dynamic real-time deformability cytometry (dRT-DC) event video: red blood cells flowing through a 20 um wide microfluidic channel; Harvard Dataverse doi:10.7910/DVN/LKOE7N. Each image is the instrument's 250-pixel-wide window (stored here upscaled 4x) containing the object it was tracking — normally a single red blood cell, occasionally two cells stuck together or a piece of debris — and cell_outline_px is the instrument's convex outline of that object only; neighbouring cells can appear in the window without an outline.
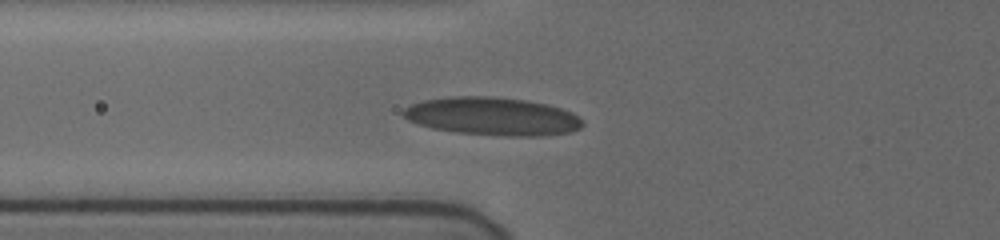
{"species": "human", "species_latin": "Homo sapiens", "temperature_condition": "cold", "stored_images_in_passage": 35, "camera_frame_rate_fps": 3000, "um_per_image_px": 0.085, "donor": {"sex": "female"}, "frame": {"image": 1, "passage_image": 2, "time_ms": 0.333, "image_size_px": [1000, 240], "cell_outline_px": [[584, 124], [580, 128], [572, 132], [544, 136], [504, 136], [456, 132], [432, 128], [408, 120], [400, 112], [404, 108], [412, 104], [424, 100], [448, 96], [492, 96], [524, 100], [544, 104], [560, 108], [572, 112]], "centroid_in_image_um": [41.84, 9.89], "position_along_channel_um": 84.0, "area_um2": 39.71}}
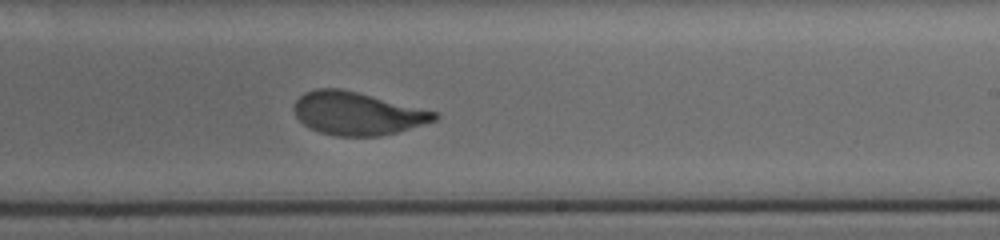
{"frame": {"image": 2, "passage_image": 16, "time_ms": 5.0, "image_size_px": [1000, 240], "cell_outline_px": [[440, 116], [436, 120], [396, 132], [380, 136], [336, 136], [320, 132], [304, 124], [296, 116], [292, 108], [296, 100], [304, 92], [316, 88], [340, 88], [436, 112]], "centroid_in_image_um": [30.32, 9.64], "position_along_channel_um": 258.7, "area_um2": 34.74}}
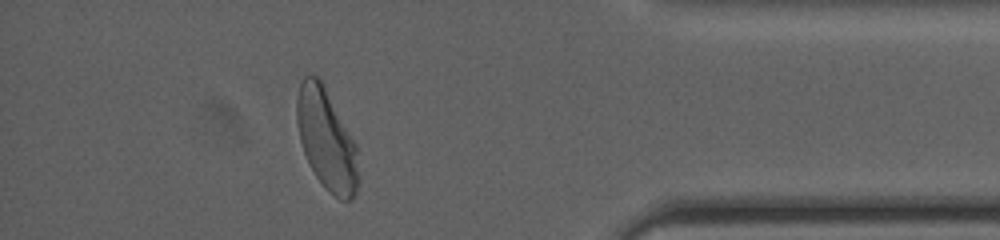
{"frame": {"image": 3, "passage_image": 30, "time_ms": 9.667, "image_size_px": [1000, 240], "cell_outline_px": [[356, 192], [352, 200], [340, 200], [324, 188], [316, 176], [304, 152], [300, 140], [296, 120], [296, 100], [300, 84], [304, 76], [312, 72], [324, 84], [356, 144]], "centroid_in_image_um": [27.71, 11.81], "position_along_channel_um": 407.5, "area_um2": 35.78}, "authors_computed_cell_mechanics": {"area_um2": 36.2406, "velocity_mm_per_s": 3.7316, "shape_relaxation_time_tau1_ms": 4.2506, "shape_relaxation_time_tau2_ms": null, "deformation_change_tau1": 0.1642, "deformation_change_tau2": null}}